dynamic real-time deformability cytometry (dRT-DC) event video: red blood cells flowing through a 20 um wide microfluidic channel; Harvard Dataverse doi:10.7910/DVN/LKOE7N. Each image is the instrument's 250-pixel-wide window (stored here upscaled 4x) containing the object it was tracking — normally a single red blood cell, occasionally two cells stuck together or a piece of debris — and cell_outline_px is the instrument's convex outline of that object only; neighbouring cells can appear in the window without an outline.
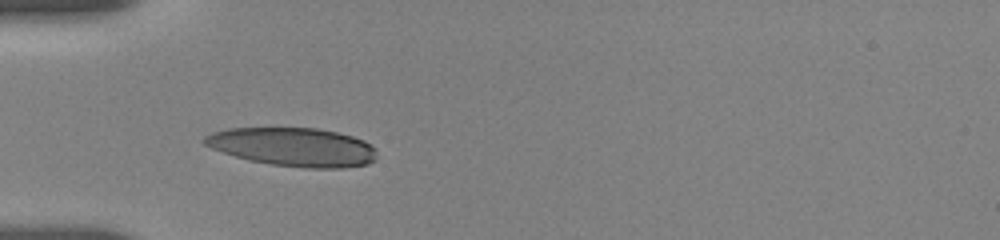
{"species": "human", "species_latin": "Homo sapiens", "temperature_condition": "room temperature", "stored_images_in_passage": 23, "camera_frame_rate_fps": 3000, "um_per_image_px": 0.085, "donor": {"sex": "female"}, "frame": {"image": 1, "passage_image": 2, "time_ms": 0.667, "image_size_px": [1000, 240], "cell_outline_px": [[376, 160], [368, 164], [344, 168], [304, 168], [272, 164], [252, 160], [236, 156], [212, 148], [204, 144], [200, 140], [204, 136], [212, 132], [228, 128], [316, 128], [336, 132], [352, 136], [364, 140], [376, 148]], "centroid_in_image_um": [24.95, 12.49], "position_along_channel_um": 60.1, "area_um2": 38.78}}
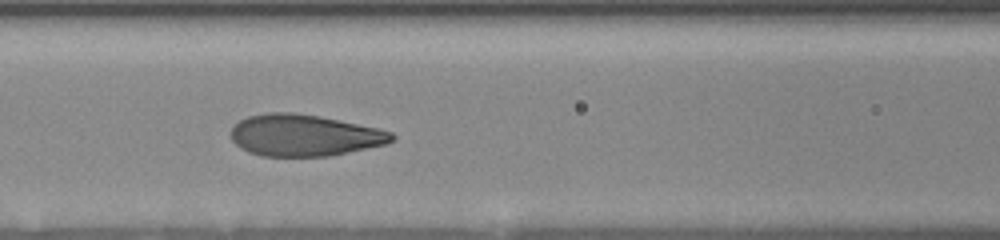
{"frame": {"image": 2, "passage_image": 7, "time_ms": 3.0, "image_size_px": [1000, 240], "cell_outline_px": [[396, 136], [392, 140], [384, 144], [328, 156], [260, 156], [248, 152], [240, 148], [232, 140], [232, 128], [240, 120], [248, 116], [268, 112], [296, 112], [320, 116], [380, 128], [392, 132]], "centroid_in_image_um": [25.85, 11.49], "position_along_channel_um": 140.8, "area_um2": 38.96}}
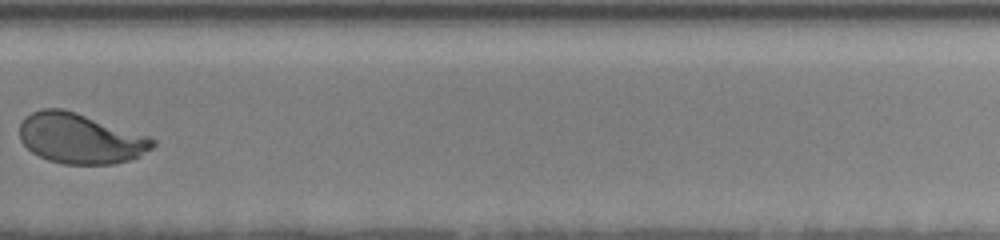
{"frame": {"image": 3, "passage_image": 16, "time_ms": 8.0, "image_size_px": [1000, 240], "cell_outline_px": [[156, 144], [152, 148], [140, 156], [128, 160], [112, 164], [64, 164], [48, 160], [32, 152], [20, 140], [20, 124], [32, 112], [40, 108], [64, 108], [152, 136], [156, 140]], "centroid_in_image_um": [6.87, 11.76], "position_along_channel_um": 322.9, "area_um2": 39.25}, "authors_computed_cell_mechanics": {"area_um2": 39.1884, "velocity_mm_per_s": 3.6592, "shape_relaxation_time_tau1_ms": 3.5057, "shape_relaxation_time_tau2_ms": null, "deformation_change_tau1": 0.1746, "deformation_change_tau2": null}}